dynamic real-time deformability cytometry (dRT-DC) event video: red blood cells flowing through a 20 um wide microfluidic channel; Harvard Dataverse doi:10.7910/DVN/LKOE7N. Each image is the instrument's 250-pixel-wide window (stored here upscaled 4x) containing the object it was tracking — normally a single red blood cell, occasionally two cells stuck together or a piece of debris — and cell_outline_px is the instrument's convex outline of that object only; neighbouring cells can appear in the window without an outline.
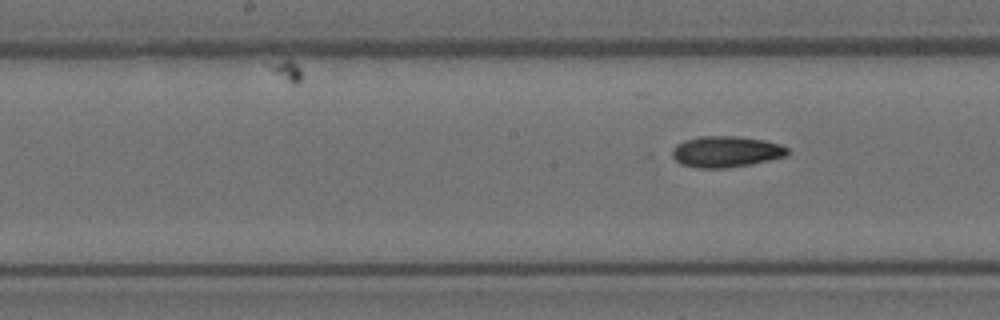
{"species": "Egyptian fruit bat (a non-hibernating species)", "species_latin": "Rousettus aegyptiacus", "temperature_condition": "room temperature", "stored_images_in_passage": 9, "camera_frame_rate_fps": 3000, "um_per_image_px": 0.085, "animal": {"sex": "female"}, "frame": {"image": 1, "passage_image": 9, "time_ms": 2.667, "image_size_px": [1000, 320], "cell_outline_px": [[788, 156], [752, 164], [728, 168], [696, 168], [680, 164], [672, 156], [672, 148], [676, 144], [684, 140], [700, 136], [740, 136], [764, 140], [780, 144], [788, 148]], "centroid_in_image_um": [61.71, 12.89], "position_along_channel_um": 186.5, "area_um2": 21.21}}